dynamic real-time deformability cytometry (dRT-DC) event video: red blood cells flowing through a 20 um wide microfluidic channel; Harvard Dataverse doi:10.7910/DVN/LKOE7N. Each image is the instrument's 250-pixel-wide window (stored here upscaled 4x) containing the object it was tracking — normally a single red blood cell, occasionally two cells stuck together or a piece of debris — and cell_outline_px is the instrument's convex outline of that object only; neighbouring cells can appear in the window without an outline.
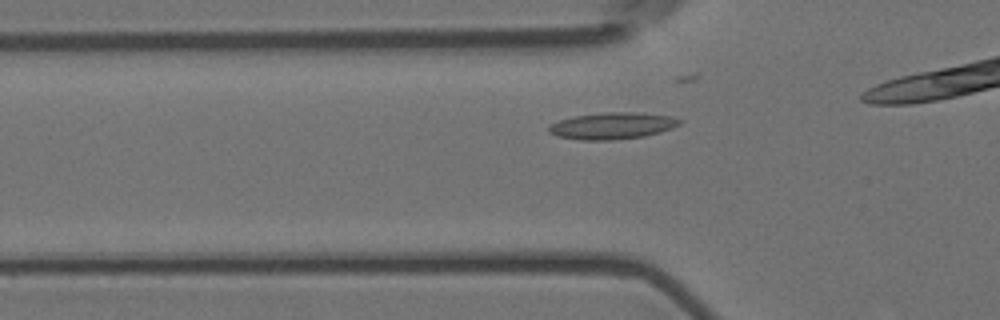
{"species": "Egyptian fruit bat (a non-hibernating species)", "species_latin": "Rousettus aegyptiacus", "temperature_condition": "room temperature", "stored_images_in_passage": 30, "camera_frame_rate_fps": 3000, "um_per_image_px": 0.085, "animal": {"sex": "female"}, "frame": {"image": 1, "passage_image": 5, "time_ms": 1.333, "image_size_px": [1000, 320], "cell_outline_px": [[684, 120], [680, 124], [672, 128], [660, 132], [644, 136], [612, 140], [580, 140], [556, 136], [548, 132], [548, 128], [552, 124], [560, 120], [576, 116], [604, 112], [636, 112], [672, 116]], "centroid_in_image_um": [52.08, 10.69], "position_along_channel_um": 73.7, "area_um2": 20.35}}
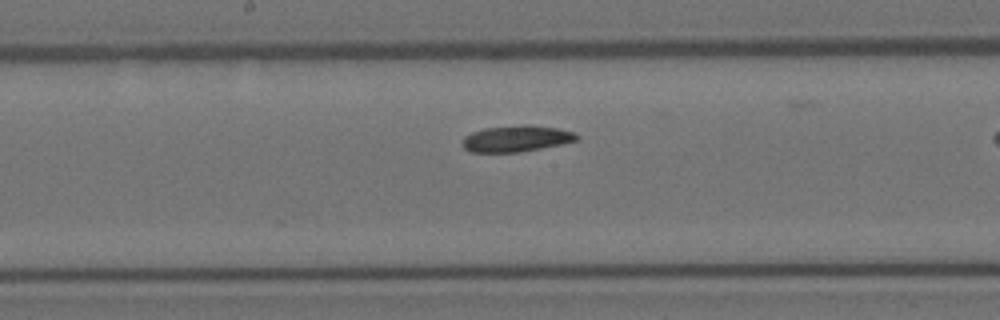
{"frame": {"image": 2, "passage_image": 16, "time_ms": 5.0, "image_size_px": [1000, 320], "cell_outline_px": [[580, 136], [576, 140], [560, 144], [520, 152], [472, 152], [464, 148], [460, 144], [464, 136], [472, 132], [484, 128], [524, 124], [528, 124], [556, 128], [572, 132]], "centroid_in_image_um": [43.83, 11.77], "position_along_channel_um": 204.4, "area_um2": 17.46}}
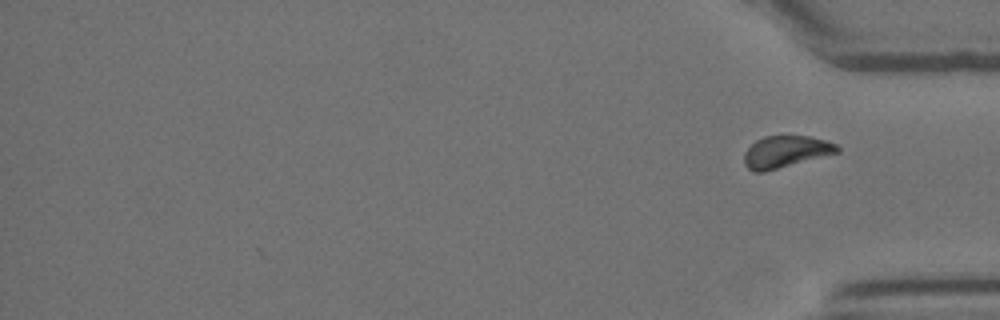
{"frame": {"image": 3, "passage_image": 30, "time_ms": 9.667, "image_size_px": [1000, 320], "cell_outline_px": [[840, 152], [764, 172], [752, 172], [744, 164], [744, 152], [756, 140], [764, 136], [812, 136], [828, 140], [836, 144], [840, 148]], "centroid_in_image_um": [66.8, 12.89], "position_along_channel_um": 368.4, "area_um2": 17.4}}